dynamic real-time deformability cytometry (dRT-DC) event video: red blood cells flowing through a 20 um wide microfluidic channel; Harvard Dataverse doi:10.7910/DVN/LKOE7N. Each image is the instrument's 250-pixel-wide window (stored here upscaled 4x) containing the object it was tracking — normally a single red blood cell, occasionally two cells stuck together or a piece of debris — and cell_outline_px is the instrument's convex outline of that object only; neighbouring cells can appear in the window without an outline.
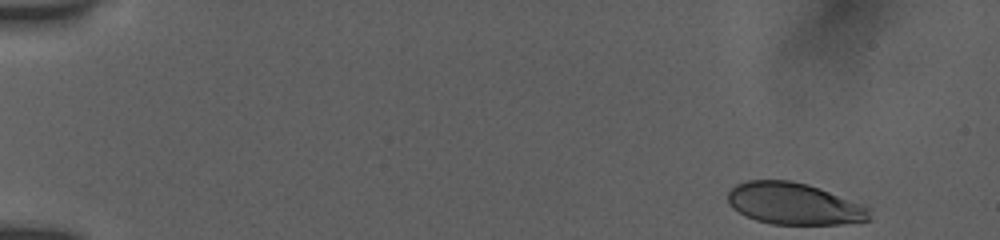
{"species": "human", "species_latin": "Homo sapiens", "temperature_condition": "room temperature", "stored_images_in_passage": 15, "camera_frame_rate_fps": 3000, "um_per_image_px": 0.085, "donor": {"sex": "female"}, "frame": {"image": 1, "passage_image": 1, "time_ms": 0.0, "image_size_px": [1000, 240], "cell_outline_px": [[872, 220], [840, 224], [772, 224], [756, 220], [732, 208], [728, 204], [728, 192], [736, 184], [748, 180], [792, 180], [808, 184], [820, 188], [872, 208]], "centroid_in_image_um": [67.53, 17.31], "position_along_channel_um": 17.5, "area_um2": 34.68}}
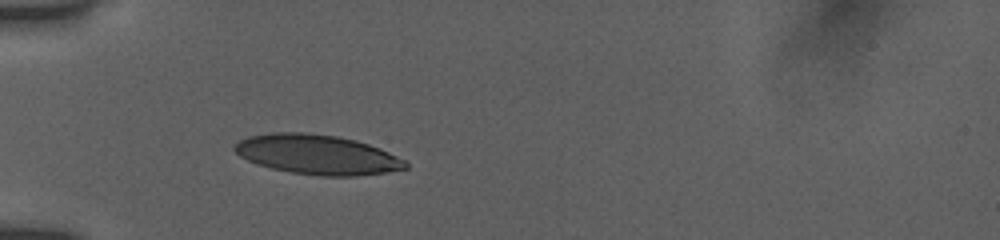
{"frame": {"image": 2, "passage_image": 11, "time_ms": 4.333, "image_size_px": [1000, 240], "cell_outline_px": [[408, 168], [388, 172], [356, 176], [320, 176], [292, 172], [272, 168], [248, 160], [240, 156], [232, 148], [232, 144], [248, 136], [272, 132], [304, 132], [336, 136], [356, 140], [380, 148], [404, 160], [408, 164]], "centroid_in_image_um": [26.95, 13.13], "position_along_channel_um": 58.0, "area_um2": 39.48}}
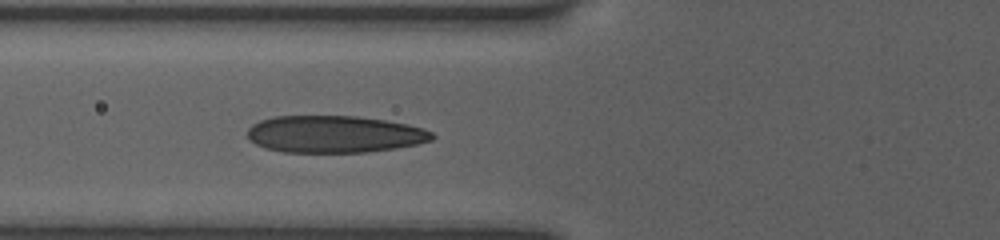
{"frame": {"image": 3, "passage_image": 15, "time_ms": 5.667, "image_size_px": [1000, 240], "cell_outline_px": [[436, 136], [432, 140], [416, 144], [396, 148], [368, 152], [284, 152], [264, 148], [248, 140], [248, 128], [252, 124], [260, 120], [272, 116], [356, 116], [384, 120], [408, 124], [424, 128], [432, 132]], "centroid_in_image_um": [28.41, 11.4], "position_along_channel_um": 97.4, "area_um2": 40.11}}